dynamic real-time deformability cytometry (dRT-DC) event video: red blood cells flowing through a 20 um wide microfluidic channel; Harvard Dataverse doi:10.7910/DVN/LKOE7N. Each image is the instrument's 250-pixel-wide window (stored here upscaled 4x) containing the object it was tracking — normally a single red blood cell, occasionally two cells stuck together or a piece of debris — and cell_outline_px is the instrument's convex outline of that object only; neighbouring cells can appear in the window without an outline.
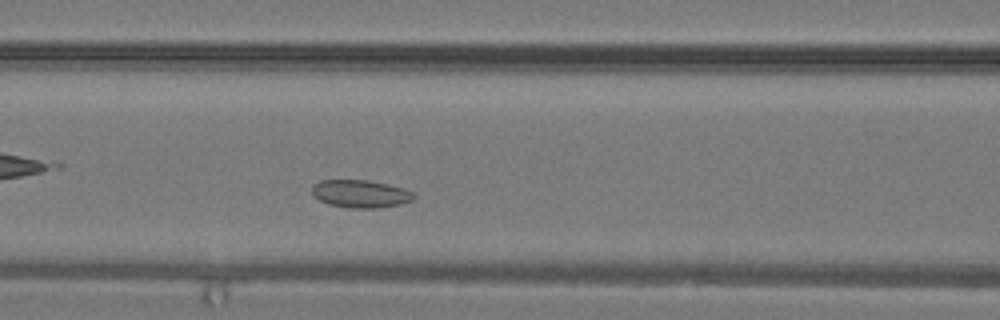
{"species": "common noctule bat (a hibernating species)", "species_latin": "Nyctalus noctula", "temperature_condition": "warm", "stored_images_in_passage": 25, "camera_frame_rate_fps": 3000, "um_per_image_px": 0.085, "animal": {"sex": "male", "body_mass_g": 19.2, "forearm_length_mm": 51.8}, "frame": {"image": 1, "passage_image": 6, "time_ms": 1.667, "image_size_px": [1000, 320], "cell_outline_px": [[416, 196], [412, 200], [400, 204], [376, 208], [352, 208], [328, 204], [312, 196], [312, 184], [320, 180], [368, 180], [388, 184], [404, 188], [412, 192]], "centroid_in_image_um": [30.62, 16.46], "position_along_channel_um": 136.0, "area_um2": 16.53}}
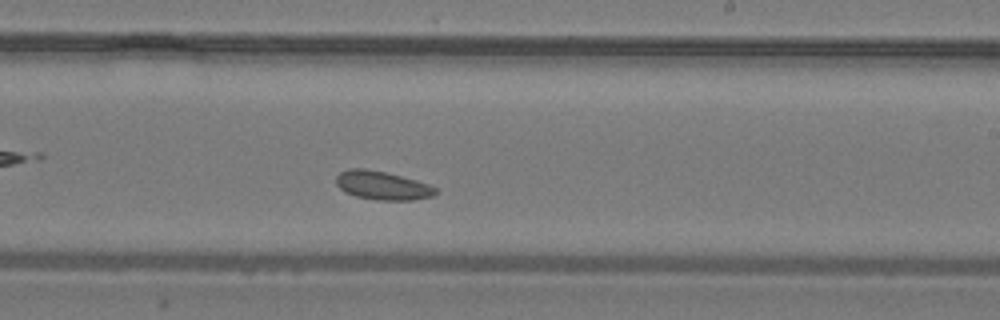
{"frame": {"image": 2, "passage_image": 12, "time_ms": 3.667, "image_size_px": [1000, 320], "cell_outline_px": [[436, 192], [432, 196], [412, 200], [376, 200], [356, 196], [344, 192], [336, 184], [336, 176], [340, 172], [348, 168], [364, 168], [384, 172], [416, 180], [428, 184], [436, 188]], "centroid_in_image_um": [32.46, 15.76], "position_along_channel_um": 256.5, "area_um2": 16.47}}
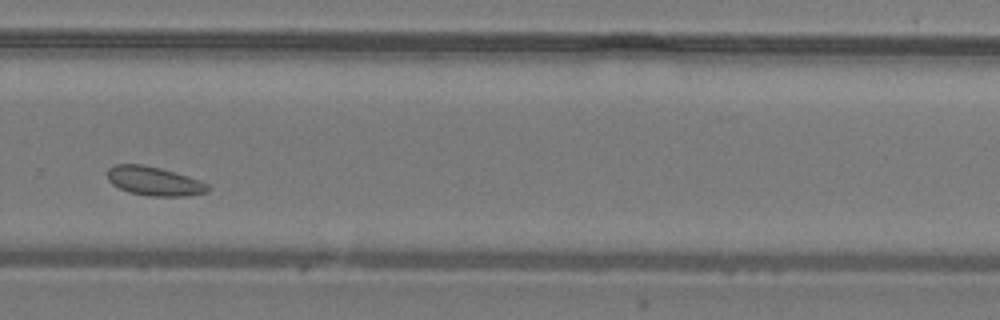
{"frame": {"image": 3, "passage_image": 15, "time_ms": 4.667, "image_size_px": [1000, 320], "cell_outline_px": [[208, 192], [184, 196], [148, 196], [128, 192], [112, 184], [108, 180], [108, 168], [116, 164], [144, 164], [160, 168], [188, 176], [200, 180], [208, 184]], "centroid_in_image_um": [13.09, 15.39], "position_along_channel_um": 316.7, "area_um2": 16.94}}